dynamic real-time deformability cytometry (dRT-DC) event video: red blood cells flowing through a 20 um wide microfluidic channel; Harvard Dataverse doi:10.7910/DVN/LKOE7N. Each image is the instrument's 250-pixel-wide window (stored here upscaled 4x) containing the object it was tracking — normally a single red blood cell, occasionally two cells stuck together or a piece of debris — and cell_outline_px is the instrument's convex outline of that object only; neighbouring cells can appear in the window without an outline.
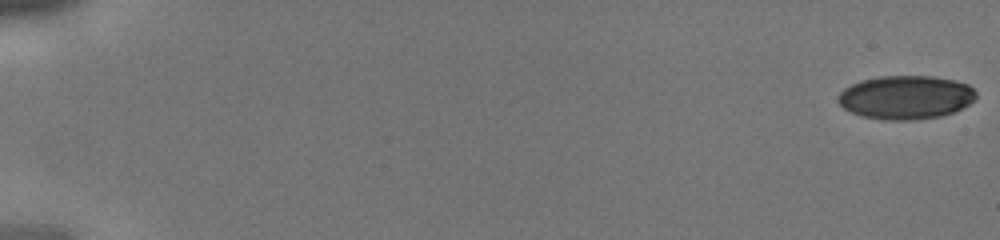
{"species": "human", "species_latin": "Homo sapiens", "temperature_condition": "cold", "stored_images_in_passage": 43, "camera_frame_rate_fps": 3000, "um_per_image_px": 0.085, "donor": {"sex": "male"}, "frame": {"image": 1, "passage_image": 1, "time_ms": 0.0, "image_size_px": [1000, 240], "cell_outline_px": [[976, 100], [952, 112], [940, 116], [908, 120], [884, 120], [864, 116], [852, 112], [844, 108], [836, 100], [836, 96], [844, 88], [860, 80], [880, 76], [932, 76], [952, 80], [968, 84], [976, 92]], "centroid_in_image_um": [76.97, 8.26], "position_along_channel_um": 8.0, "area_um2": 34.97}}
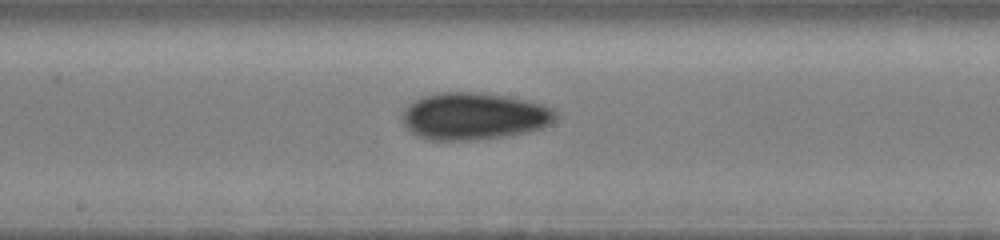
{"frame": {"image": 2, "passage_image": 25, "time_ms": 8.0, "image_size_px": [1000, 240], "cell_outline_px": [[556, 116], [552, 124], [528, 132], [500, 136], [468, 140], [432, 140], [416, 136], [400, 120], [408, 104], [432, 92], [472, 92], [508, 96], [528, 100], [544, 104], [556, 108]], "centroid_in_image_um": [40.3, 9.86], "position_along_channel_um": 207.9, "area_um2": 42.19}}
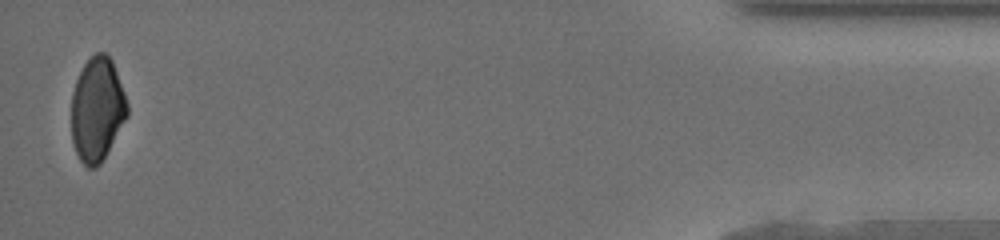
{"frame": {"image": 3, "passage_image": 43, "time_ms": 14.0, "image_size_px": [1000, 240], "cell_outline_px": [[128, 116], [100, 164], [96, 168], [88, 168], [80, 160], [76, 152], [72, 140], [72, 92], [76, 80], [84, 64], [96, 52], [104, 52], [112, 60], [124, 92], [128, 104]], "centroid_in_image_um": [8.26, 9.3], "position_along_channel_um": 426.9, "area_um2": 33.7}}